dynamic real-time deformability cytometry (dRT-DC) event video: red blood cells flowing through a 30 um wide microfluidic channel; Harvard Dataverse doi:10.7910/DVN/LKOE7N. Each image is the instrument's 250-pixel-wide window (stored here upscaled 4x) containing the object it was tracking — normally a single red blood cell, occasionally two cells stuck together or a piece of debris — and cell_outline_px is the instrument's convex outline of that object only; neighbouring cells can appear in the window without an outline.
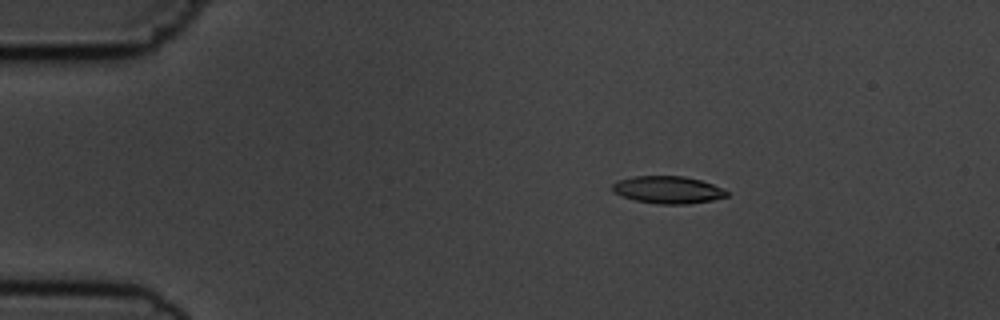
{"species": "common noctule bat (a hibernating species)", "species_latin": "Nyctalus noctula", "temperature_condition": "cold", "stored_images_in_passage": 4, "camera_frame_rate_fps": 3000, "um_per_image_px": 0.085, "animal": {"sex": "male", "body_mass_g": 19.5, "forearm_length_mm": 54.6}, "frame": {"image": 1, "passage_image": 2, "time_ms": 2.0, "image_size_px": [1000, 320], "cell_outline_px": [[728, 196], [712, 200], [688, 204], [656, 204], [632, 200], [612, 192], [612, 184], [616, 180], [632, 176], [684, 176], [700, 180], [724, 188], [728, 192]], "centroid_in_image_um": [56.73, 16.13], "position_along_channel_um": 28.3, "area_um2": 18.5}}
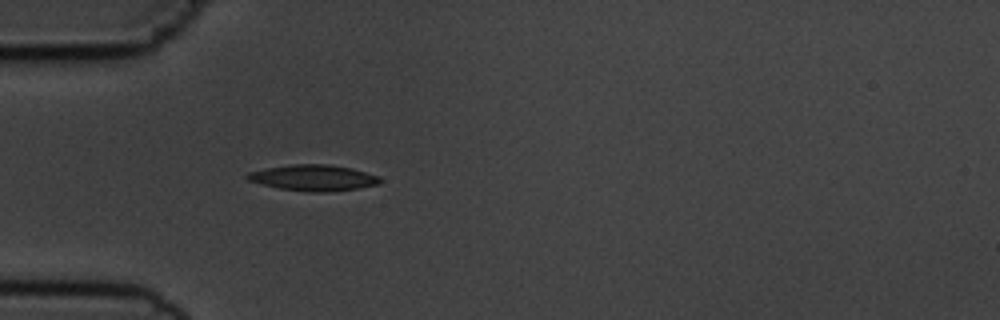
{"frame": {"image": 2, "passage_image": 4, "time_ms": 4.333, "image_size_px": [1000, 320], "cell_outline_px": [[380, 184], [360, 188], [328, 192], [304, 192], [280, 188], [248, 180], [244, 176], [248, 172], [264, 168], [292, 164], [328, 164], [352, 168], [380, 176]], "centroid_in_image_um": [26.66, 15.11], "position_along_channel_um": 58.3, "area_um2": 20.23}}